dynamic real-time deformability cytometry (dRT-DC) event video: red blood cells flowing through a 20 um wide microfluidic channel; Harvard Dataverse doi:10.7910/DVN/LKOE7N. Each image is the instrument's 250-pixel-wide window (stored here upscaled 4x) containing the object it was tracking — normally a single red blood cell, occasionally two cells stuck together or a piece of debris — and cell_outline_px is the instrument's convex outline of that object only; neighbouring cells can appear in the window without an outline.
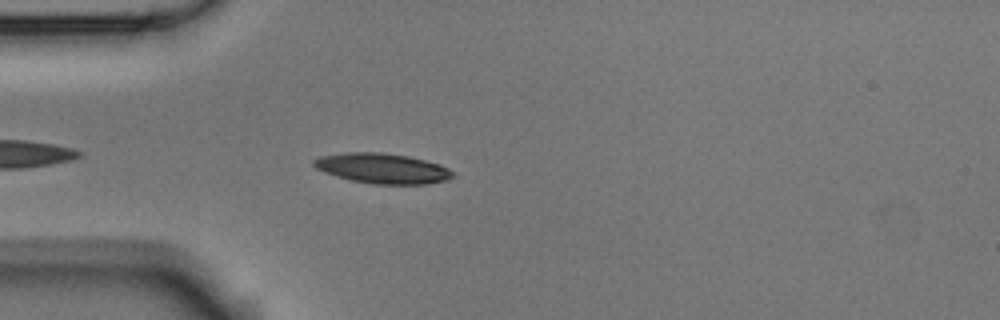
{"species": "Egyptian fruit bat (a non-hibernating species)", "species_latin": "Rousettus aegyptiacus", "temperature_condition": "room temperature", "stored_images_in_passage": 18, "camera_frame_rate_fps": 3000, "um_per_image_px": 0.085, "animal": {"sex": "male"}, "frame": {"image": 1, "passage_image": 4, "time_ms": 1.0, "image_size_px": [1000, 320], "cell_outline_px": [[452, 176], [444, 180], [428, 184], [372, 184], [352, 180], [336, 176], [316, 168], [312, 164], [312, 160], [320, 156], [348, 152], [380, 152], [408, 156], [440, 164], [448, 168], [452, 172]], "centroid_in_image_um": [32.47, 14.31], "position_along_channel_um": 52.5, "area_um2": 24.22}}
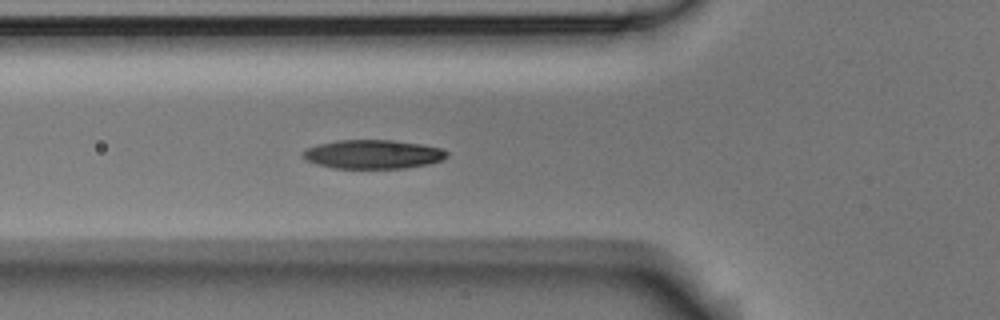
{"frame": {"image": 2, "passage_image": 8, "time_ms": 2.333, "image_size_px": [1000, 320], "cell_outline_px": [[448, 156], [440, 160], [428, 164], [404, 168], [336, 168], [316, 164], [308, 160], [304, 156], [304, 152], [308, 148], [316, 144], [336, 140], [396, 140], [420, 144], [440, 148], [448, 152]], "centroid_in_image_um": [31.72, 13.1], "position_along_channel_um": 94.1, "area_um2": 24.04}}
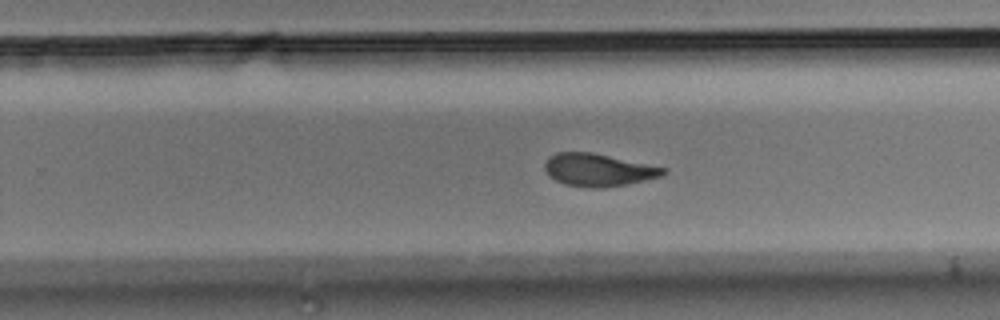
{"frame": {"image": 3, "passage_image": 16, "time_ms": 5.0, "image_size_px": [1000, 320], "cell_outline_px": [[668, 172], [660, 176], [628, 184], [604, 188], [592, 188], [564, 184], [556, 180], [544, 168], [544, 164], [548, 156], [556, 152], [592, 152], [668, 168]], "centroid_in_image_um": [50.87, 14.44], "position_along_channel_um": 278.9, "area_um2": 22.54}}